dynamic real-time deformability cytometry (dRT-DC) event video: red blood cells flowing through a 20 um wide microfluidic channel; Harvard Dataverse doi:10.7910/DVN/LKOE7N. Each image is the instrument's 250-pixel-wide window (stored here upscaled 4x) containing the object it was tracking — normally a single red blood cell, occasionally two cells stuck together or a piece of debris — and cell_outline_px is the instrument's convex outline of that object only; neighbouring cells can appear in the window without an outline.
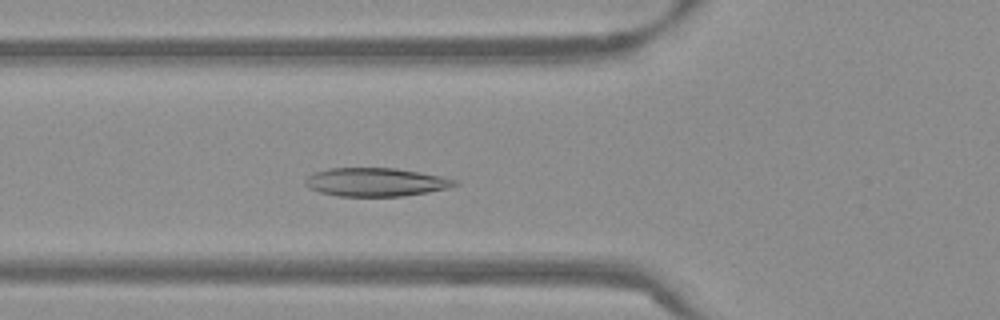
{"species": "Egyptian fruit bat (a non-hibernating species)", "species_latin": "Rousettus aegyptiacus", "temperature_condition": "warm", "stored_images_in_passage": 52, "camera_frame_rate_fps": 3000, "um_per_image_px": 0.085, "frame": {"image": 1, "passage_image": 18, "time_ms": 5.667, "image_size_px": [1000, 320], "cell_outline_px": [[460, 184], [448, 188], [428, 192], [404, 196], [336, 196], [320, 192], [308, 188], [304, 184], [304, 180], [312, 172], [328, 168], [396, 168], [420, 172], [460, 180]], "centroid_in_image_um": [31.94, 15.47], "position_along_channel_um": 93.9, "area_um2": 25.09}}
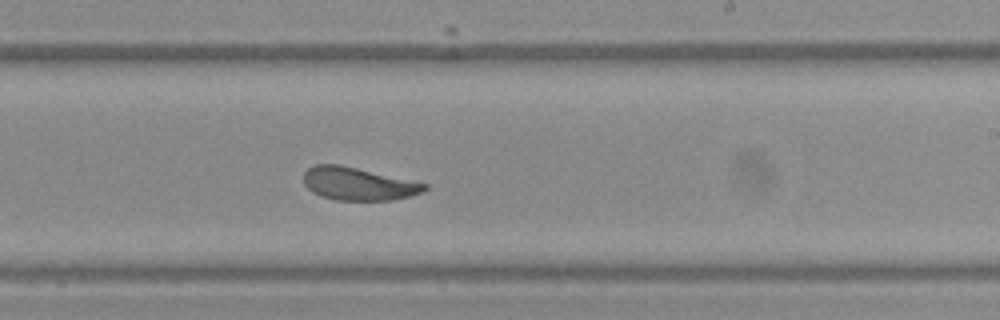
{"frame": {"image": 2, "passage_image": 31, "time_ms": 10.0, "image_size_px": [1000, 320], "cell_outline_px": [[428, 188], [420, 192], [408, 196], [392, 200], [336, 200], [320, 196], [312, 192], [304, 184], [304, 172], [308, 168], [316, 164], [340, 164], [428, 184]], "centroid_in_image_um": [30.4, 15.62], "position_along_channel_um": 258.6, "area_um2": 23.0}}
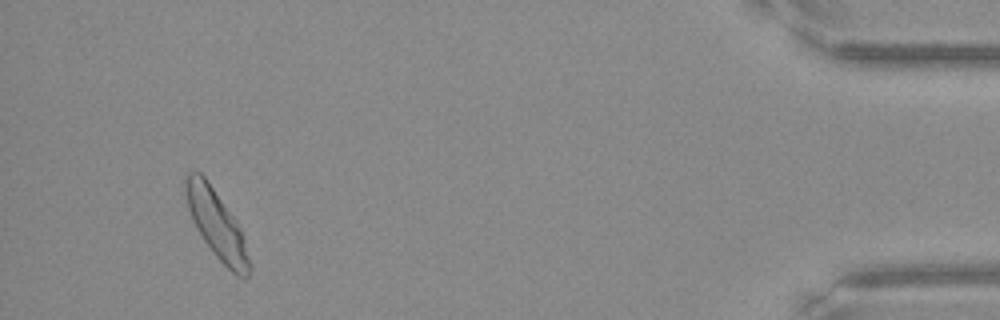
{"frame": {"image": 3, "passage_image": 49, "time_ms": 16.0, "image_size_px": [1000, 320], "cell_outline_px": [[252, 268], [248, 280], [244, 280], [236, 276], [216, 256], [204, 240], [188, 208], [184, 188], [184, 176], [188, 172], [200, 172], [208, 180], [236, 220], [244, 236], [252, 264]], "centroid_in_image_um": [18.47, 19.12], "position_along_channel_um": 416.7, "area_um2": 25.43}, "authors_computed_cell_mechanics": {"area_um2": 24.7962, "velocity_mm_per_s": 3.7968, "shape_relaxation_time_tau1_ms": 2.9361, "shape_relaxation_time_tau2_ms": 1.6151, "deformation_change_tau1": 0.1191, "deformation_change_tau2": 0.0745}}